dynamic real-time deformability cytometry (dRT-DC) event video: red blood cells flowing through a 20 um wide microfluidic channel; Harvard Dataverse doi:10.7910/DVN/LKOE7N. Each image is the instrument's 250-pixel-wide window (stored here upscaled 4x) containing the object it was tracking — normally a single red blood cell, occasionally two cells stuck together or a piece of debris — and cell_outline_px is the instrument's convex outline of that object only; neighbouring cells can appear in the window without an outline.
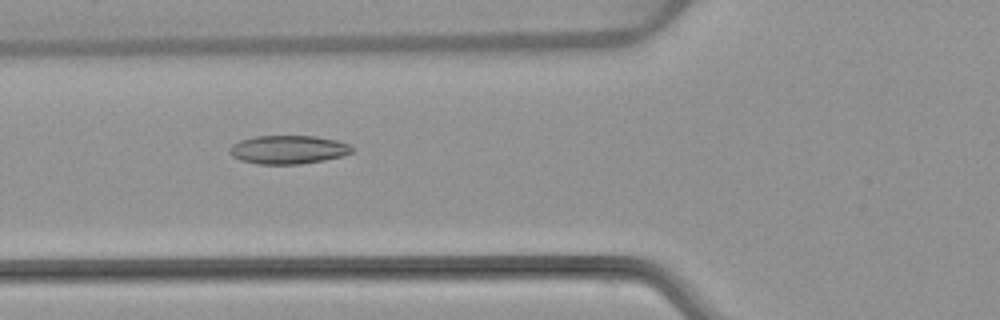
{"species": "common noctule bat (a hibernating species)", "species_latin": "Nyctalus noctula", "temperature_condition": "warm", "stored_images_in_passage": 8, "camera_frame_rate_fps": 3000, "um_per_image_px": 0.085, "animal": {"sex": "female", "body_mass_g": 22.7, "forearm_length_mm": 54.2}, "frame": {"image": 1, "passage_image": 5, "time_ms": 5.667, "image_size_px": [1000, 320], "cell_outline_px": [[356, 148], [352, 152], [340, 156], [324, 160], [300, 164], [256, 164], [240, 160], [232, 156], [228, 152], [228, 148], [232, 144], [240, 140], [252, 136], [316, 136], [336, 140], [348, 144]], "centroid_in_image_um": [24.46, 12.71], "position_along_channel_um": 101.3, "area_um2": 20.52}}
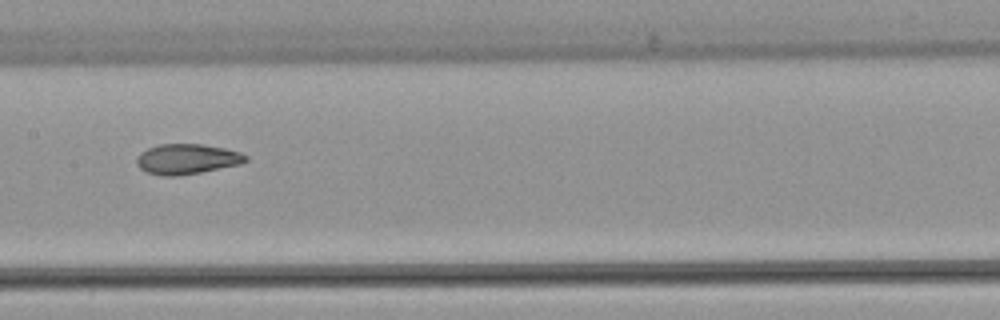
{"frame": {"image": 2, "passage_image": 7, "time_ms": 8.0, "image_size_px": [1000, 320], "cell_outline_px": [[248, 160], [240, 164], [200, 172], [176, 176], [164, 176], [148, 172], [140, 168], [136, 164], [136, 156], [140, 152], [148, 148], [160, 144], [204, 144], [224, 148], [240, 152], [248, 156]], "centroid_in_image_um": [15.88, 13.51], "position_along_channel_um": 191.5, "area_um2": 19.19}}
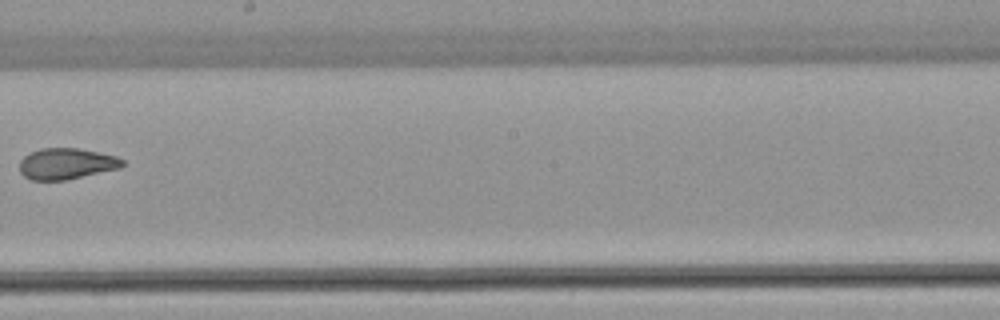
{"frame": {"image": 3, "passage_image": 8, "time_ms": 9.333, "image_size_px": [1000, 320], "cell_outline_px": [[124, 164], [120, 168], [64, 180], [32, 180], [24, 176], [20, 172], [20, 160], [24, 156], [40, 148], [76, 148], [116, 156], [124, 160]], "centroid_in_image_um": [5.63, 13.91], "position_along_channel_um": 242.6, "area_um2": 18.44}}